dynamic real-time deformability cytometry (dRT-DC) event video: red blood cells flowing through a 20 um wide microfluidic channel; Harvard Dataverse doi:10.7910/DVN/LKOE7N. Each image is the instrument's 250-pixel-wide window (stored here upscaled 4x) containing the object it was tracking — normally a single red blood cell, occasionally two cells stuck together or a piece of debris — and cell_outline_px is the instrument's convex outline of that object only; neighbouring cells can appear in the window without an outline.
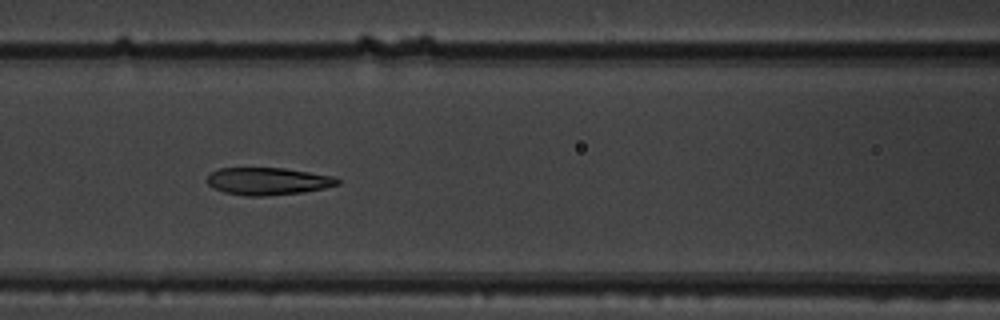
{"species": "common noctule bat (a hibernating species)", "species_latin": "Nyctalus noctula", "temperature_condition": "warm", "stored_images_in_passage": 10, "camera_frame_rate_fps": 3000, "um_per_image_px": 0.085, "animal": {"sex": "male", "body_mass_g": 19.5, "forearm_length_mm": 54.6}, "frame": {"image": 1, "passage_image": 6, "time_ms": 1.667, "image_size_px": [1000, 320], "cell_outline_px": [[340, 184], [324, 188], [304, 192], [264, 196], [244, 196], [224, 192], [208, 184], [204, 180], [212, 172], [220, 168], [284, 168], [332, 176], [340, 180]], "centroid_in_image_um": [22.76, 15.41], "position_along_channel_um": 143.8, "area_um2": 20.75}}
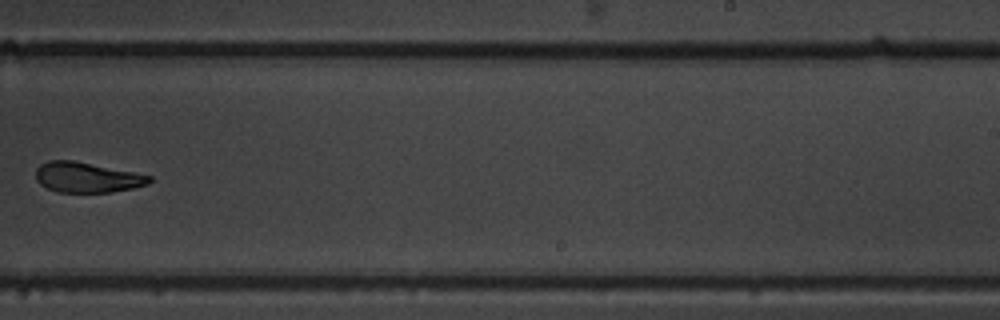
{"frame": {"image": 2, "passage_image": 9, "time_ms": 2.667, "image_size_px": [1000, 320], "cell_outline_px": [[152, 180], [148, 184], [132, 188], [112, 192], [56, 192], [40, 184], [36, 180], [36, 168], [40, 164], [48, 160], [72, 160], [152, 176]], "centroid_in_image_um": [7.36, 15.08], "position_along_channel_um": 281.6, "area_um2": 19.88}}
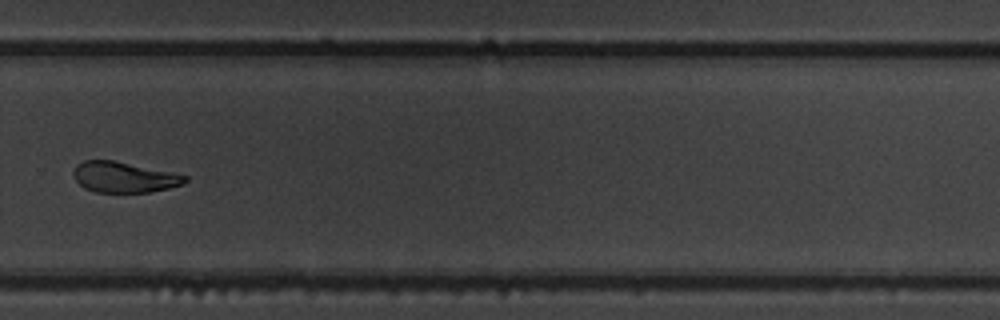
{"frame": {"image": 3, "passage_image": 10, "time_ms": 3.0, "image_size_px": [1000, 320], "cell_outline_px": [[188, 180], [184, 184], [168, 188], [148, 192], [96, 192], [84, 188], [76, 180], [72, 172], [76, 164], [84, 160], [112, 160], [188, 176]], "centroid_in_image_um": [10.51, 15.06], "position_along_channel_um": 319.3, "area_um2": 19.71}}